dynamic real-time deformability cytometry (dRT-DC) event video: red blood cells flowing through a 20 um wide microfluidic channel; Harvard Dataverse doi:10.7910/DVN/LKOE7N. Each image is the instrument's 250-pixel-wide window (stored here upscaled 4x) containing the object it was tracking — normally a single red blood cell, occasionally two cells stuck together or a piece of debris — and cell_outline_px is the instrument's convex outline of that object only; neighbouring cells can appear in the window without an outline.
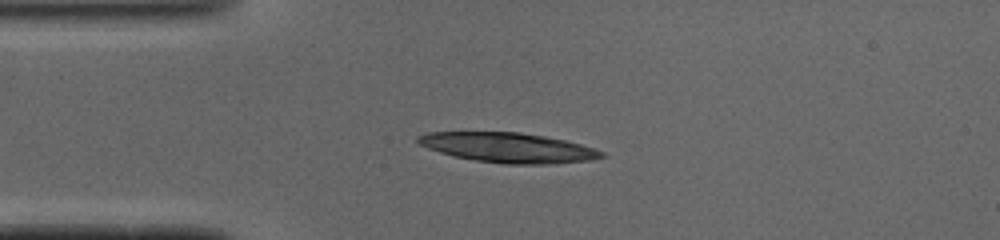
{"species": "common noctule bat (a hibernating species)", "species_latin": "Nyctalus noctula", "temperature_condition": "cold", "stored_images_in_passage": 38, "camera_frame_rate_fps": 3000, "um_per_image_px": 0.085, "animal": {"sex": "male", "body_mass_g": 19.0, "forearm_length_mm": 50.8}, "frame": {"image": 1, "passage_image": 1, "time_ms": 0.0, "image_size_px": [1000, 240], "cell_outline_px": [[604, 156], [588, 160], [548, 164], [504, 164], [476, 160], [452, 156], [428, 148], [420, 144], [416, 140], [416, 136], [428, 132], [516, 132], [544, 136], [564, 140], [580, 144], [604, 152]], "centroid_in_image_um": [43.14, 12.54], "position_along_channel_um": 41.9, "area_um2": 31.62}}